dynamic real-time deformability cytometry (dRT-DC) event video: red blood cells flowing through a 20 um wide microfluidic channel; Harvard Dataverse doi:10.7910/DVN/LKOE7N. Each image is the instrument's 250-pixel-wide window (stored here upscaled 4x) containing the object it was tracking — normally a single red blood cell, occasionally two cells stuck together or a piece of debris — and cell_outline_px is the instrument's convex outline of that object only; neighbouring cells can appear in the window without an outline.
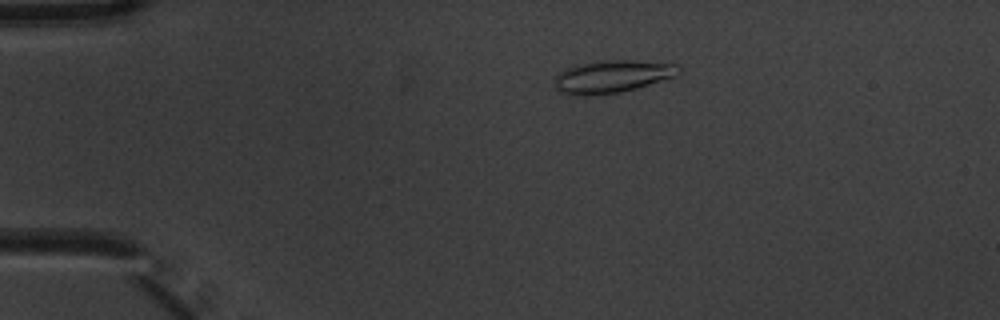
{"species": "common noctule bat (a hibernating species)", "species_latin": "Nyctalus noctula", "temperature_condition": "warm", "stored_images_in_passage": 7, "camera_frame_rate_fps": 3000, "um_per_image_px": 0.085, "animal": {"sex": "male", "body_mass_g": 20.1, "forearm_length_mm": 53.5}, "frame": {"image": 1, "passage_image": 3, "time_ms": 0.667, "image_size_px": [1000, 320], "cell_outline_px": [[684, 68], [676, 76], [636, 88], [620, 92], [584, 96], [572, 96], [560, 92], [556, 88], [556, 76], [560, 72], [568, 68], [584, 64], [604, 60], [632, 60], [676, 64]], "centroid_in_image_um": [52.08, 6.51], "position_along_channel_um": 32.9, "area_um2": 23.35}}
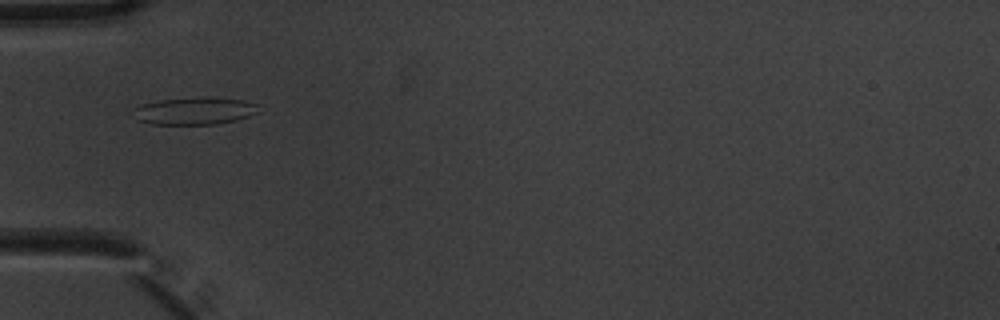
{"frame": {"image": 2, "passage_image": 5, "time_ms": 1.333, "image_size_px": [1000, 320], "cell_outline_px": [[260, 112], [236, 120], [216, 124], [152, 124], [136, 120], [132, 108], [140, 104], [160, 100], [244, 100], [256, 104]], "centroid_in_image_um": [16.47, 9.48], "position_along_channel_um": 68.5, "area_um2": 18.96}}
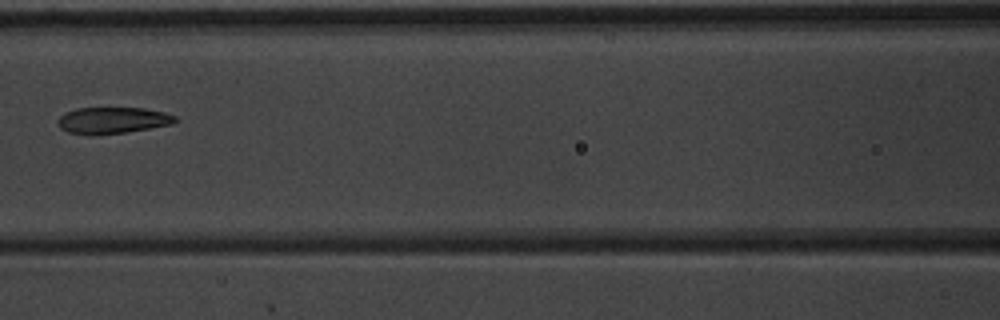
{"frame": {"image": 3, "passage_image": 7, "time_ms": 2.0, "image_size_px": [1000, 320], "cell_outline_px": [[180, 120], [172, 124], [124, 132], [88, 136], [68, 132], [60, 128], [56, 124], [56, 120], [64, 112], [76, 108], [144, 108], [164, 112], [176, 116]], "centroid_in_image_um": [9.52, 10.23], "position_along_channel_um": 157.1, "area_um2": 18.32}}